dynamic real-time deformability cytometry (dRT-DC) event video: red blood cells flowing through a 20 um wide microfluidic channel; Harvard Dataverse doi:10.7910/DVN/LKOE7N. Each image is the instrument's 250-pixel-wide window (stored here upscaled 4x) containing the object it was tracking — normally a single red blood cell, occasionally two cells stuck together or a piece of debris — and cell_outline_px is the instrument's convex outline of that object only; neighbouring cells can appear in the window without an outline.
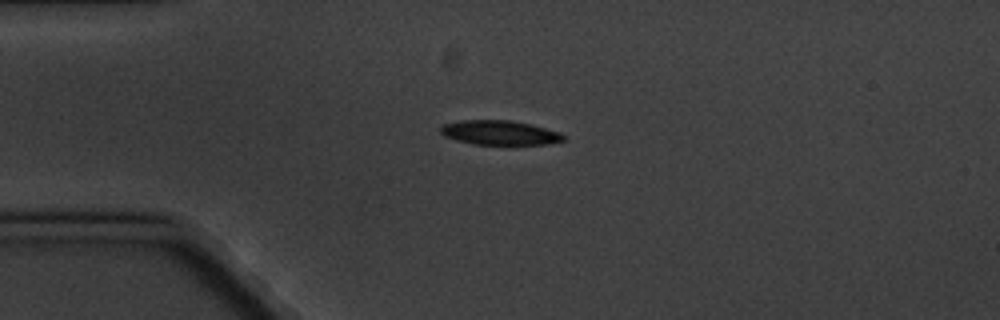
{"species": "common noctule bat (a hibernating species)", "species_latin": "Nyctalus noctula", "temperature_condition": "cold", "stored_images_in_passage": 5, "camera_frame_rate_fps": 3000, "um_per_image_px": 0.085, "animal": {"sex": "male", "body_mass_g": 20.1, "forearm_length_mm": 53.5}, "frame": {"image": 1, "passage_image": 3, "time_ms": 2.0, "image_size_px": [1000, 320], "cell_outline_px": [[564, 140], [544, 144], [472, 144], [456, 140], [444, 136], [440, 132], [440, 128], [444, 124], [460, 120], [512, 120], [560, 132], [564, 136]], "centroid_in_image_um": [42.42, 11.27], "position_along_channel_um": 42.6, "area_um2": 17.28}}